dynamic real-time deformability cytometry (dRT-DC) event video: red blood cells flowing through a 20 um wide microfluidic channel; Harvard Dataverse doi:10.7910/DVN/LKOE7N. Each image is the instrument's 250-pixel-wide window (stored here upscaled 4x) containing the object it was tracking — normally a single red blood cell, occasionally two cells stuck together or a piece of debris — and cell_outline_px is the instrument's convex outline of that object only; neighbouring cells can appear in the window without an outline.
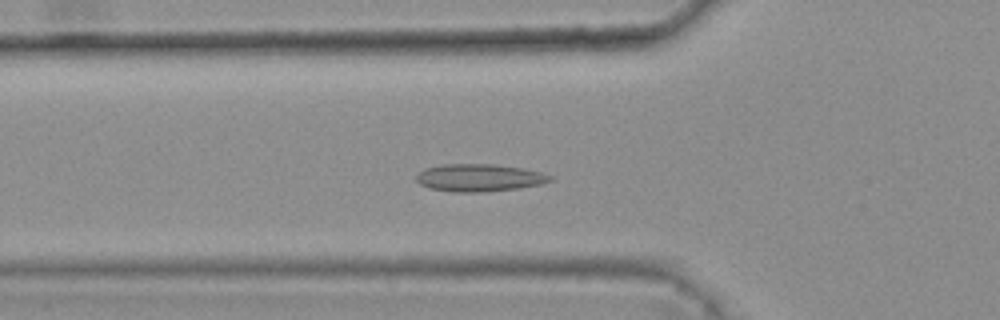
{"species": "common noctule bat (a hibernating species)", "species_latin": "Nyctalus noctula", "temperature_condition": "warm", "stored_images_in_passage": 44, "camera_frame_rate_fps": 3000, "um_per_image_px": 0.085, "animal": {"sex": "female", "body_mass_g": 25.1}, "frame": {"image": 1, "passage_image": 18, "time_ms": 5.667, "image_size_px": [1000, 320], "cell_outline_px": [[552, 180], [544, 184], [520, 188], [488, 192], [452, 192], [428, 188], [420, 184], [416, 180], [416, 176], [424, 168], [444, 164], [492, 164], [524, 168], [540, 172], [552, 176]], "centroid_in_image_um": [40.75, 15.12], "position_along_channel_um": 85.1, "area_um2": 21.68}}
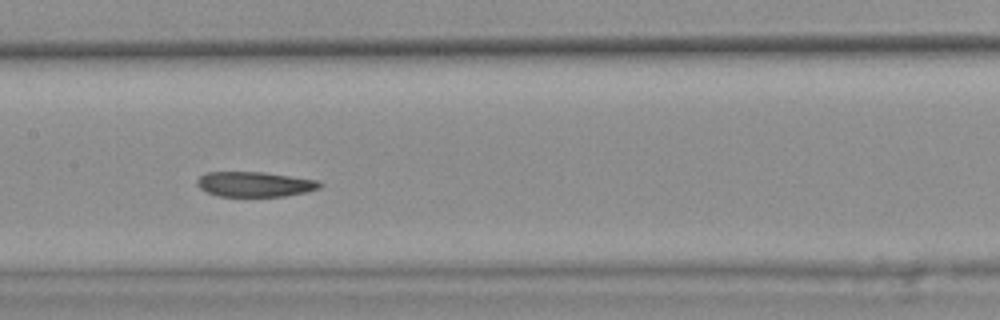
{"frame": {"image": 2, "passage_image": 26, "time_ms": 8.333, "image_size_px": [1000, 320], "cell_outline_px": [[324, 184], [320, 188], [308, 192], [284, 196], [220, 196], [208, 192], [200, 188], [196, 184], [196, 180], [200, 176], [208, 172], [264, 172], [320, 180]], "centroid_in_image_um": [21.71, 15.65], "position_along_channel_um": 185.7, "area_um2": 18.03}}
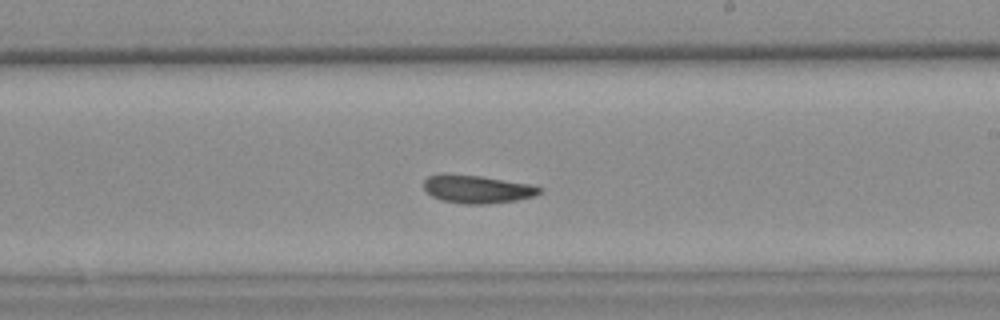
{"frame": {"image": 3, "passage_image": 31, "time_ms": 10.0, "image_size_px": [1000, 320], "cell_outline_px": [[544, 188], [540, 192], [532, 196], [516, 200], [488, 204], [464, 204], [440, 200], [432, 196], [424, 188], [424, 180], [428, 176], [440, 172], [448, 172], [480, 176], [528, 184]], "centroid_in_image_um": [40.48, 16.06], "position_along_channel_um": 248.5, "area_um2": 19.07}, "authors_computed_cell_mechanics": {"area_um2": 19.4208, "velocity_mm_per_s": 3.7754, "shape_relaxation_time_tau1_ms": null, "shape_relaxation_time_tau2_ms": 3.962, "deformation_change_tau1": null, "deformation_change_tau2": 0.0744}}